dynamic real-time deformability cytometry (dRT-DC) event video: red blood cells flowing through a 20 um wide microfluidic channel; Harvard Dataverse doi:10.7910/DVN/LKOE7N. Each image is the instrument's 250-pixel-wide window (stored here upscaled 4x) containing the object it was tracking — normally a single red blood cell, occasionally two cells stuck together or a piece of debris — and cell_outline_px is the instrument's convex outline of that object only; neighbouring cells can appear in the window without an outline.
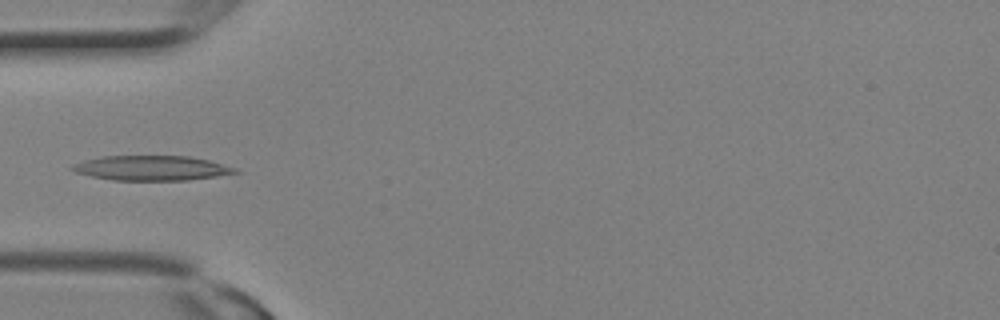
{"species": "Egyptian fruit bat (a non-hibernating species)", "species_latin": "Rousettus aegyptiacus", "temperature_condition": "room temperature", "stored_images_in_passage": 1, "camera_frame_rate_fps": 3000, "um_per_image_px": 0.085, "animal": {"sex": "female"}, "frame": {"image": 1, "passage_image": 1, "time_ms": 0.0, "image_size_px": [1000, 320], "cell_outline_px": [[240, 172], [216, 176], [188, 180], [112, 180], [92, 176], [76, 172], [68, 168], [72, 164], [84, 160], [100, 156], [188, 156], [208, 160], [236, 168]], "centroid_in_image_um": [12.84, 14.28], "position_along_channel_um": 72.2, "area_um2": 23.47}}